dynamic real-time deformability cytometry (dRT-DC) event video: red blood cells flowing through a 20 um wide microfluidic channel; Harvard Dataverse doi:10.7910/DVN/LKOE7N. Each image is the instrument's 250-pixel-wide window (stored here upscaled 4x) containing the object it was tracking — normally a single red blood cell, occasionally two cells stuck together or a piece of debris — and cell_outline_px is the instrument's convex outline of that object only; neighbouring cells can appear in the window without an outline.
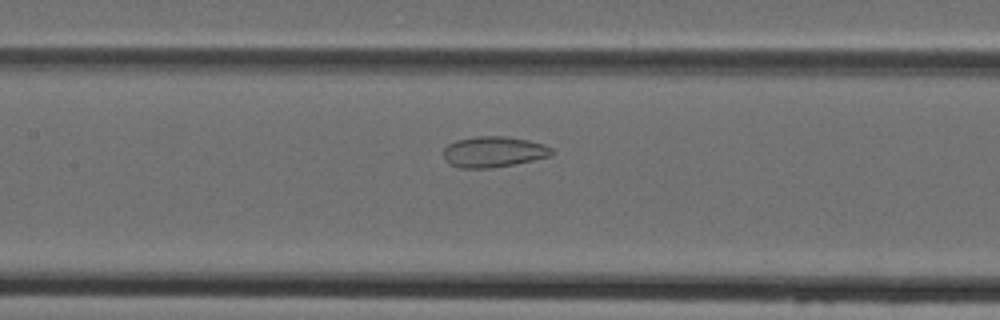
{"species": "Egyptian fruit bat (a non-hibernating species)", "species_latin": "Rousettus aegyptiacus", "temperature_condition": "cold", "stored_images_in_passage": 8, "segment_of_instrument_passage": [2, 2], "camera_frame_rate_fps": 3000, "um_per_image_px": 0.085, "animal": {"sex": "female"}, "frame": {"image": 1, "passage_image": 8, "time_ms": 8.667, "image_size_px": [1000, 320], "cell_outline_px": [[556, 152], [552, 156], [516, 164], [492, 168], [460, 168], [448, 164], [444, 160], [444, 148], [448, 144], [456, 140], [476, 136], [504, 136], [528, 140], [544, 144], [552, 148]], "centroid_in_image_um": [41.97, 12.91], "position_along_channel_um": 165.4, "area_um2": 19.77}}